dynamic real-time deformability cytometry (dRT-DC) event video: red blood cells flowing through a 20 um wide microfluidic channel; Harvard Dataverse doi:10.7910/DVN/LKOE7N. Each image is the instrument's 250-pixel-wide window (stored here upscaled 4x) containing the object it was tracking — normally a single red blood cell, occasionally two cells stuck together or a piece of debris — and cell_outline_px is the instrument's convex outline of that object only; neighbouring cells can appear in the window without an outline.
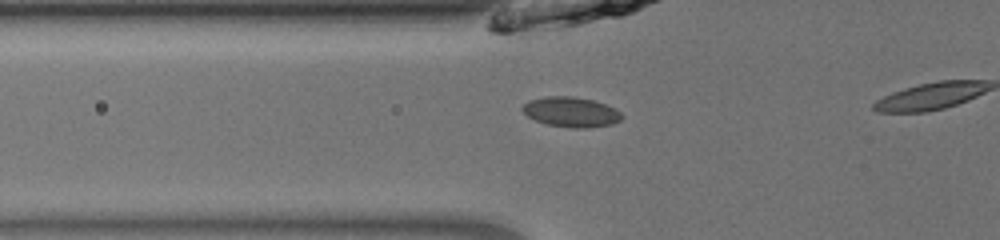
{"species": "common noctule bat (a hibernating species)", "species_latin": "Nyctalus noctula", "temperature_condition": "room temperature", "stored_images_in_passage": 10, "camera_frame_rate_fps": 3000, "um_per_image_px": 0.085, "animal": {"sex": "male", "body_mass_g": 13.0, "forearm_length_mm": 53.1}, "frame": {"image": 1, "passage_image": 9, "time_ms": 2.667, "image_size_px": [1000, 240], "cell_outline_px": [[624, 116], [620, 120], [612, 124], [588, 128], [572, 128], [548, 124], [536, 120], [528, 116], [520, 108], [528, 100], [548, 96], [572, 96], [592, 100], [604, 104], [620, 112]], "centroid_in_image_um": [48.53, 9.52], "position_along_channel_um": 77.3, "area_um2": 17.22}}